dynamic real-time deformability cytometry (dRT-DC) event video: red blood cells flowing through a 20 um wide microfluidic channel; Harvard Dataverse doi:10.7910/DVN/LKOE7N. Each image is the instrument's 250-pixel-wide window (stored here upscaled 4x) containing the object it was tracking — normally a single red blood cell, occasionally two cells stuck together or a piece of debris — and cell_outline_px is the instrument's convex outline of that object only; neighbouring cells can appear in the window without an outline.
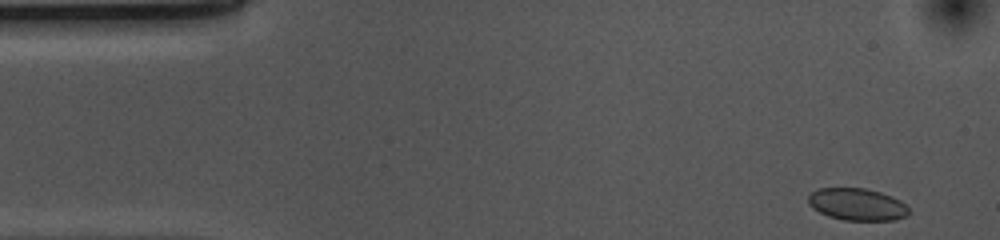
{"species": "common noctule bat (a hibernating species)", "species_latin": "Nyctalus noctula", "temperature_condition": "cold", "stored_images_in_passage": 44, "camera_frame_rate_fps": 3000, "um_per_image_px": 0.085, "animal": {"sex": "female", "body_mass_g": 10.0, "forearm_length_mm": 53.1}, "frame": {"image": 1, "passage_image": 1, "time_ms": 0.0, "image_size_px": [1000, 240], "cell_outline_px": [[908, 216], [896, 220], [844, 220], [828, 216], [812, 208], [808, 204], [808, 196], [812, 192], [820, 188], [864, 188], [880, 192], [892, 196], [900, 200], [908, 208]], "centroid_in_image_um": [72.85, 17.37], "position_along_channel_um": 12.1, "area_um2": 18.84}}
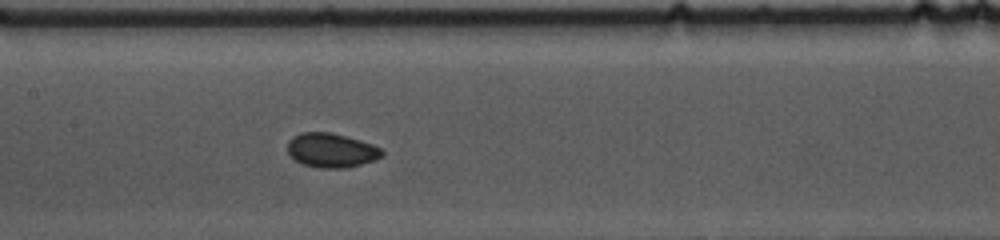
{"frame": {"image": 2, "passage_image": 22, "time_ms": 7.0, "image_size_px": [1000, 240], "cell_outline_px": [[384, 156], [348, 168], [320, 168], [304, 164], [296, 160], [288, 152], [288, 140], [292, 136], [300, 132], [332, 132], [348, 136], [384, 148]], "centroid_in_image_um": [28.19, 12.76], "position_along_channel_um": 179.2, "area_um2": 19.02}}
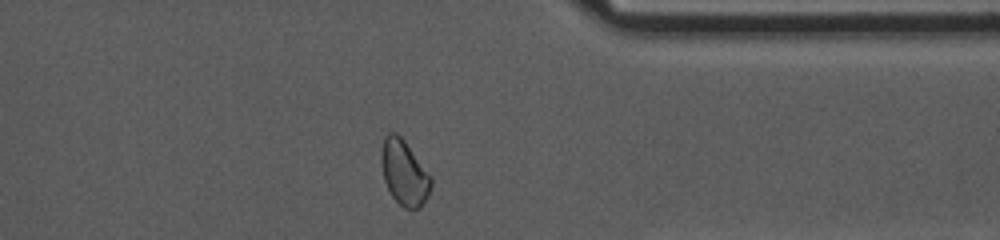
{"frame": {"image": 3, "passage_image": 39, "time_ms": 12.667, "image_size_px": [1000, 240], "cell_outline_px": [[432, 188], [428, 196], [420, 208], [404, 208], [392, 196], [384, 180], [380, 160], [380, 152], [384, 136], [388, 132], [396, 132], [404, 140], [432, 176]], "centroid_in_image_um": [34.36, 14.66], "position_along_channel_um": 377.0, "area_um2": 19.07}, "authors_computed_cell_mechanics": {"area_um2": 18.6983, "velocity_mm_per_s": 3.6832, "shape_relaxation_time_tau1_ms": 2.0579, "shape_relaxation_time_tau2_ms": null, "deformation_change_tau1": 0.0607, "deformation_change_tau2": null}}